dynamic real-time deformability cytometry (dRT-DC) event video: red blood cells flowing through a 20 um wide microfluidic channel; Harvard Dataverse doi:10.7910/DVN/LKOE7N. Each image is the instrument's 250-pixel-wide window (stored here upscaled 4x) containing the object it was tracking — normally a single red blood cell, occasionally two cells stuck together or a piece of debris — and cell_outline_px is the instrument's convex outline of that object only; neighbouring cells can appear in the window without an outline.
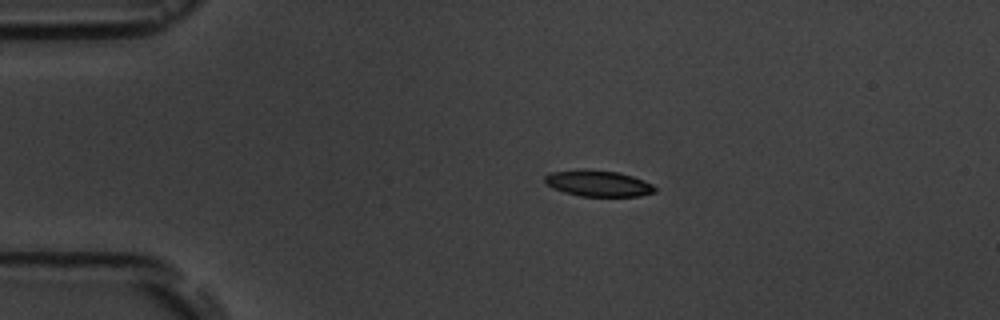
{"species": "common noctule bat (a hibernating species)", "species_latin": "Nyctalus noctula", "temperature_condition": "room temperature", "stored_images_in_passage": 5, "camera_frame_rate_fps": 3000, "um_per_image_px": 0.085, "animal": {"sex": "male", "body_mass_g": 19.5, "forearm_length_mm": 54.6}, "frame": {"image": 1, "passage_image": 2, "time_ms": 1.0, "image_size_px": [1000, 320], "cell_outline_px": [[656, 192], [640, 196], [580, 196], [564, 192], [552, 188], [544, 184], [544, 176], [548, 172], [580, 168], [620, 172], [644, 180], [652, 184], [656, 188]], "centroid_in_image_um": [50.79, 15.57], "position_along_channel_um": 34.2, "area_um2": 17.17}}
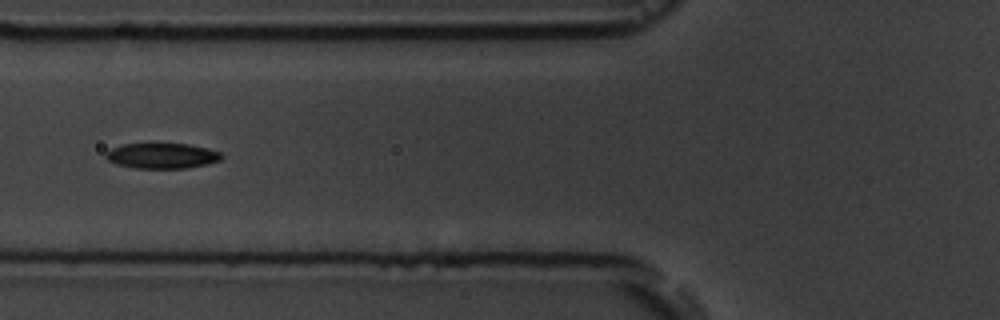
{"frame": {"image": 2, "passage_image": 4, "time_ms": 4.333, "image_size_px": [1000, 320], "cell_outline_px": [[224, 156], [220, 160], [204, 164], [184, 168], [136, 168], [116, 164], [108, 160], [104, 156], [104, 152], [120, 144], [148, 140], [156, 140], [188, 144], [208, 148], [220, 152]], "centroid_in_image_um": [13.69, 13.17], "position_along_channel_um": 112.1, "area_um2": 18.15}}
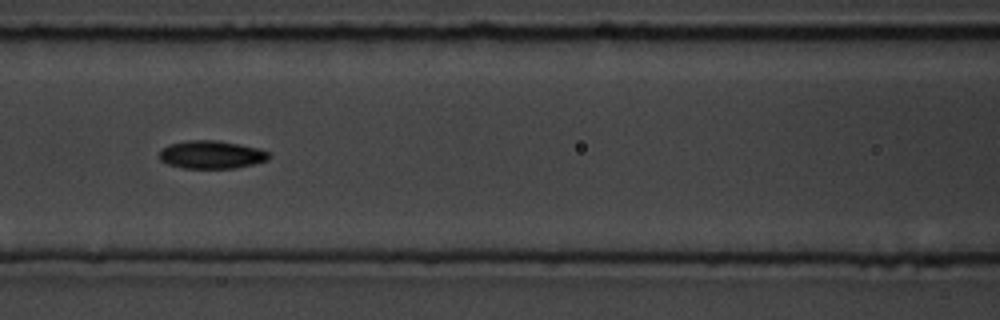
{"frame": {"image": 3, "passage_image": 5, "time_ms": 5.333, "image_size_px": [1000, 320], "cell_outline_px": [[272, 156], [268, 160], [236, 168], [184, 168], [168, 164], [160, 160], [160, 152], [168, 144], [188, 140], [216, 140], [240, 144], [256, 148], [268, 152]], "centroid_in_image_um": [17.98, 13.14], "position_along_channel_um": 148.6, "area_um2": 17.8}}